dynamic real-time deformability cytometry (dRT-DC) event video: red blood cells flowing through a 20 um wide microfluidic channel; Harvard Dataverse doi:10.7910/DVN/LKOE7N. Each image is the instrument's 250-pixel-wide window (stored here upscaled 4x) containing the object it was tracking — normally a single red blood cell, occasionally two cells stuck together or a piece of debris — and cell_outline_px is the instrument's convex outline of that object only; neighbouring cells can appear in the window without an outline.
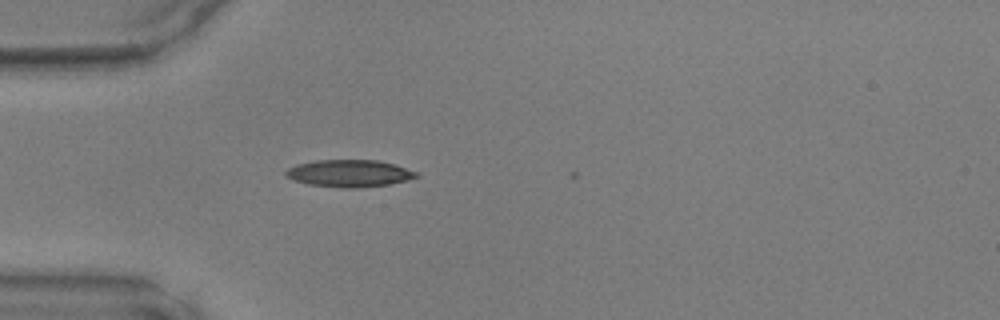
{"species": "common noctule bat (a hibernating species)", "species_latin": "Nyctalus noctula", "temperature_condition": "warm", "stored_images_in_passage": 4, "camera_frame_rate_fps": 3000, "um_per_image_px": 0.085, "animal": {"sex": "male", "body_mass_g": 17.9, "forearm_length_mm": 54.2}, "frame": {"image": 1, "passage_image": 2, "time_ms": 0.333, "image_size_px": [1000, 320], "cell_outline_px": [[420, 176], [408, 180], [388, 184], [360, 188], [340, 188], [308, 184], [292, 180], [284, 176], [284, 172], [288, 168], [296, 164], [316, 160], [376, 160], [392, 164], [416, 172]], "centroid_in_image_um": [29.62, 14.74], "position_along_channel_um": 55.4, "area_um2": 20.69}}